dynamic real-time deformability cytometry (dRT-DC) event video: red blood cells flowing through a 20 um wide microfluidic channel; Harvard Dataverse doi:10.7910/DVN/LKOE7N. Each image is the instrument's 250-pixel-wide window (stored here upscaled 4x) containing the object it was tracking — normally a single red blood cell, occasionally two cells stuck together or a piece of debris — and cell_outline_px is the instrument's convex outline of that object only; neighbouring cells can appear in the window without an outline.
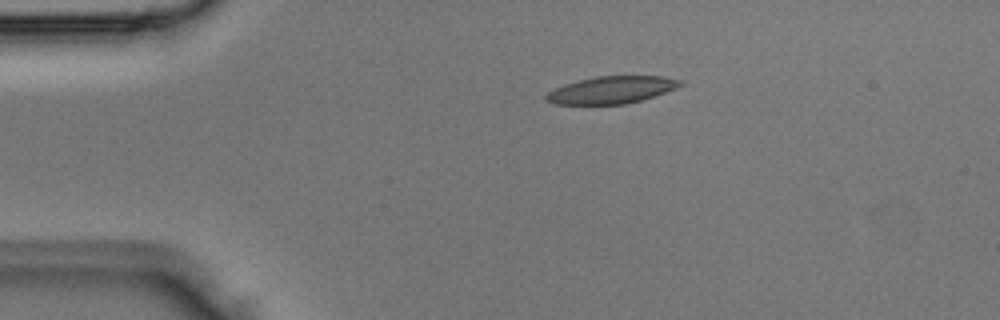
{"species": "Egyptian fruit bat (a non-hibernating species)", "species_latin": "Rousettus aegyptiacus", "temperature_condition": "room temperature", "stored_images_in_passage": 4, "camera_frame_rate_fps": 3000, "um_per_image_px": 0.085, "animal": {"sex": "male"}, "frame": {"image": 1, "passage_image": 3, "time_ms": 0.667, "image_size_px": [1000, 320], "cell_outline_px": [[684, 84], [676, 88], [640, 100], [624, 104], [556, 104], [544, 100], [544, 96], [548, 92], [564, 84], [596, 76], [664, 76], [684, 80]], "centroid_in_image_um": [51.99, 7.63], "position_along_channel_um": 33.0, "area_um2": 21.15}}